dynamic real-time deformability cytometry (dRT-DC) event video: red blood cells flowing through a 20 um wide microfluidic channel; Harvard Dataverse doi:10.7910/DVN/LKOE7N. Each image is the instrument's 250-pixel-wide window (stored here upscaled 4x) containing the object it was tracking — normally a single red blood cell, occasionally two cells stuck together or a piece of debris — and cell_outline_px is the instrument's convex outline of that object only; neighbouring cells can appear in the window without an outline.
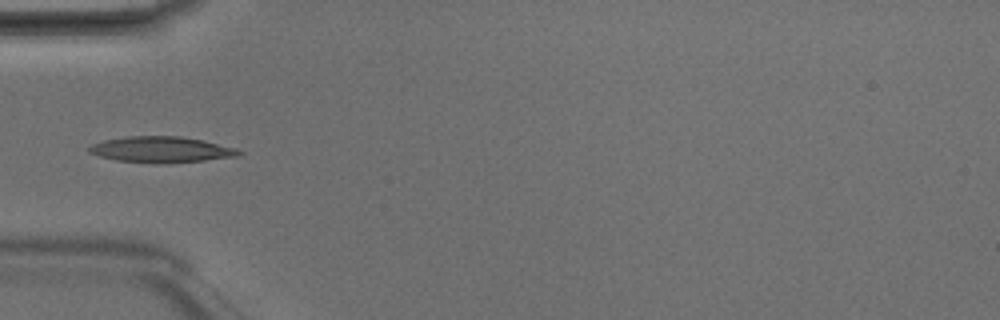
{"species": "Egyptian fruit bat (a non-hibernating species)", "species_latin": "Rousettus aegyptiacus", "temperature_condition": "room temperature", "stored_images_in_passage": 5, "camera_frame_rate_fps": 3000, "um_per_image_px": 0.085, "animal": {"sex": "male"}, "frame": {"image": 1, "passage_image": 4, "time_ms": 1.0, "image_size_px": [1000, 320], "cell_outline_px": [[244, 152], [240, 156], [204, 160], [156, 164], [152, 164], [116, 160], [100, 156], [88, 152], [88, 148], [92, 144], [104, 140], [128, 136], [180, 136], [200, 140], [236, 148]], "centroid_in_image_um": [13.7, 12.72], "position_along_channel_um": 71.3, "area_um2": 22.6}}